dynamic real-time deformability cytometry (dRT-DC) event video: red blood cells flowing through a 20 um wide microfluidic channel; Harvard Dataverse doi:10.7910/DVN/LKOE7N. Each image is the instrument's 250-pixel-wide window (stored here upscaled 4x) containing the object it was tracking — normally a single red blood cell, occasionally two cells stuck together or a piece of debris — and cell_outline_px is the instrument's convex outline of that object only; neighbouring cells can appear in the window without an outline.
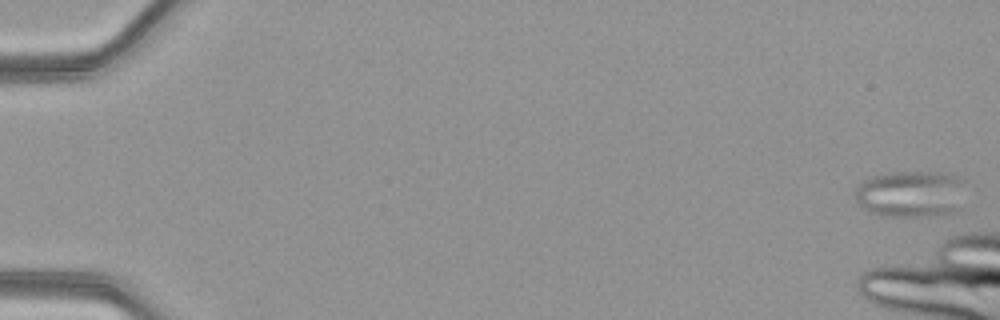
{"species": "common noctule bat (a hibernating species)", "species_latin": "Nyctalus noctula", "temperature_condition": "warm", "stored_images_in_passage": 12, "camera_frame_rate_fps": 3000, "um_per_image_px": 0.085, "animal": {"sex": "female", "body_mass_g": 21.9}, "frame": {"image": 1, "passage_image": 1, "time_ms": 0.0, "image_size_px": [1000, 320], "cell_outline_px": [[964, 180], [956, 212], [944, 216], [880, 216], [868, 212], [856, 200], [856, 188], [864, 180], [872, 176], [892, 172], [952, 172], [960, 176]], "centroid_in_image_um": [77.43, 16.48], "position_along_channel_um": 7.6, "area_um2": 30.35}}